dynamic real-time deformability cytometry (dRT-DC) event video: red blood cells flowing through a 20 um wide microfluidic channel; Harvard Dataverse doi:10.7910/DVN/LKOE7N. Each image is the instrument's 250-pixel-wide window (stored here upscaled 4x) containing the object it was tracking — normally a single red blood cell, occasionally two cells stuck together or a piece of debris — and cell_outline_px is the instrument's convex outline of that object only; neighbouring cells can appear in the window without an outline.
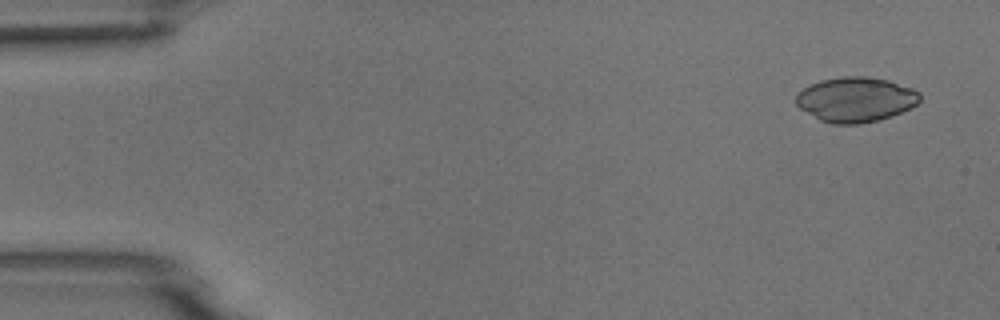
{"species": "common noctule bat (a hibernating species)", "species_latin": "Nyctalus noctula", "temperature_condition": "room temperature", "stored_images_in_passage": 4, "camera_frame_rate_fps": 3000, "um_per_image_px": 0.085, "animal": {"sex": "male", "body_mass_g": 18.8}, "frame": {"image": 1, "passage_image": 1, "time_ms": 0.0, "image_size_px": [1000, 320], "cell_outline_px": [[920, 100], [912, 108], [892, 116], [880, 120], [860, 124], [832, 124], [820, 120], [800, 108], [796, 104], [796, 96], [804, 88], [820, 80], [844, 76], [868, 76], [888, 80], [912, 88], [920, 92]], "centroid_in_image_um": [72.77, 8.46], "position_along_channel_um": 12.2, "area_um2": 32.48}}